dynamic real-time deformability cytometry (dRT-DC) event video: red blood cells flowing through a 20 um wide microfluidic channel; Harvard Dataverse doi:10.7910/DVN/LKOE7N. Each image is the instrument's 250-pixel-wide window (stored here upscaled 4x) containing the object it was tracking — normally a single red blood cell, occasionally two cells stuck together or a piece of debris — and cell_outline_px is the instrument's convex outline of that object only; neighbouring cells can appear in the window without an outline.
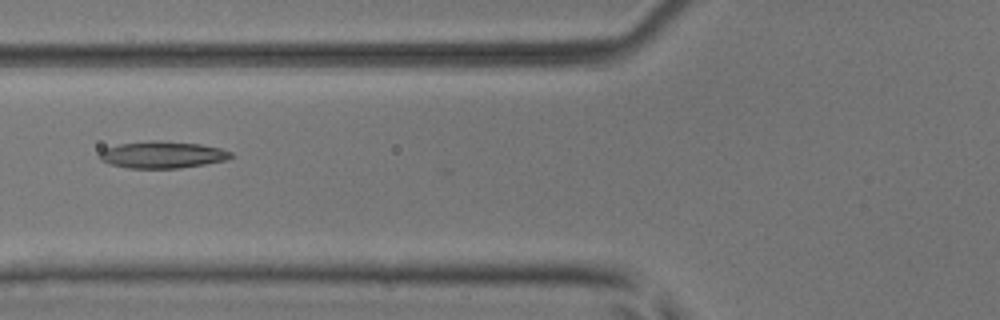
{"species": "common noctule bat (a hibernating species)", "species_latin": "Nyctalus noctula", "temperature_condition": "room temperature", "stored_images_in_passage": 6, "camera_frame_rate_fps": 3000, "um_per_image_px": 0.085, "animal": {"sex": "male", "body_mass_g": 17.9, "forearm_length_mm": 54.2}, "frame": {"image": 1, "passage_image": 6, "time_ms": 1.667, "image_size_px": [1000, 320], "cell_outline_px": [[232, 156], [228, 160], [180, 168], [128, 168], [108, 164], [100, 160], [96, 156], [104, 148], [120, 144], [152, 140], [160, 140], [200, 144], [220, 148], [232, 152]], "centroid_in_image_um": [13.77, 13.15], "position_along_channel_um": 112.0, "area_um2": 20.75}}